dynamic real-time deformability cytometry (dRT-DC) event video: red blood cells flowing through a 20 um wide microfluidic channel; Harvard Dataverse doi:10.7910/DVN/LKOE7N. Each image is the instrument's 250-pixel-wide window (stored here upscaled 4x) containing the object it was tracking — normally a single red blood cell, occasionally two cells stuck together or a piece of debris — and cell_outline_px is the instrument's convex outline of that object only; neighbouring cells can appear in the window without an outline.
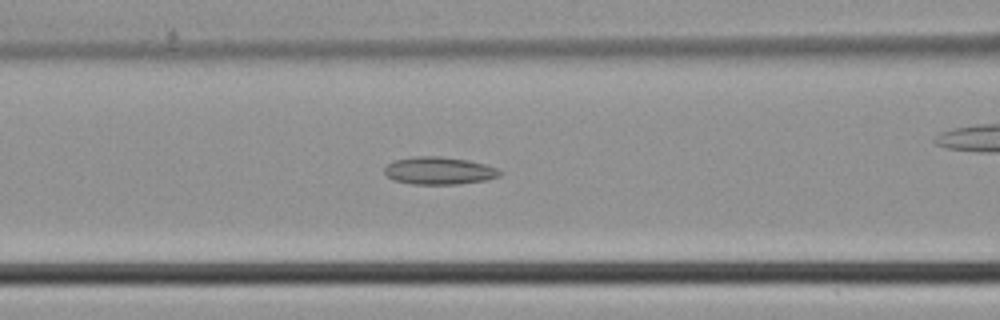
{"species": "common noctule bat (a hibernating species)", "species_latin": "Nyctalus noctula", "temperature_condition": "cold", "stored_images_in_passage": 46, "camera_frame_rate_fps": 3000, "um_per_image_px": 0.085, "animal": {"sex": "male", "body_mass_g": 21.5, "forearm_length_mm": 52.0}, "frame": {"image": 1, "passage_image": 18, "time_ms": 5.667, "image_size_px": [1000, 320], "cell_outline_px": [[500, 176], [488, 180], [456, 184], [412, 184], [392, 180], [384, 172], [384, 168], [388, 164], [396, 160], [416, 156], [440, 156], [468, 160], [484, 164], [496, 168], [500, 172]], "centroid_in_image_um": [37.31, 14.51], "position_along_channel_um": 129.3, "area_um2": 18.44}}
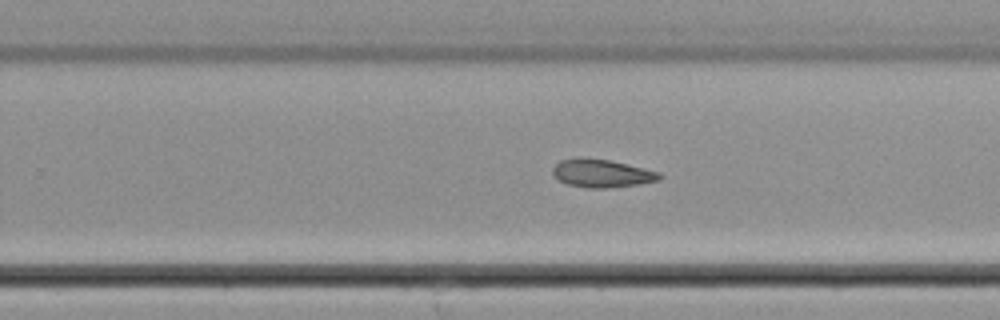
{"frame": {"image": 2, "passage_image": 28, "time_ms": 9.0, "image_size_px": [1000, 320], "cell_outline_px": [[664, 176], [660, 180], [636, 184], [604, 188], [588, 188], [568, 184], [560, 180], [552, 172], [552, 168], [560, 160], [608, 160], [644, 168], [660, 172]], "centroid_in_image_um": [51.22, 14.76], "position_along_channel_um": 278.6, "area_um2": 16.7}}
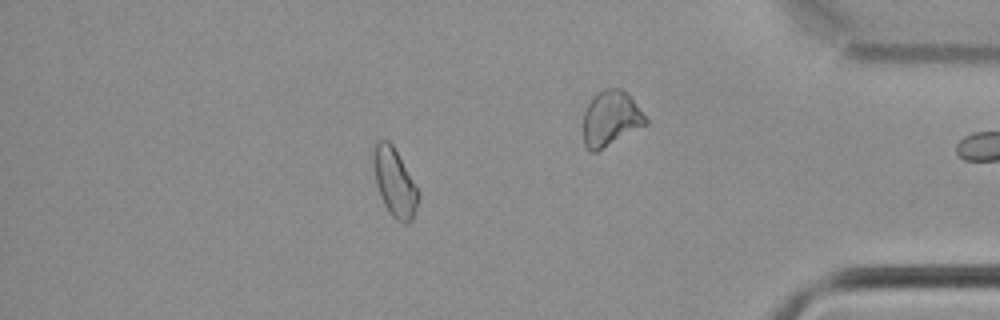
{"frame": {"image": 3, "passage_image": 39, "time_ms": 12.667, "image_size_px": [1000, 320], "cell_outline_px": [[420, 196], [412, 220], [408, 224], [404, 224], [396, 220], [388, 212], [380, 196], [376, 184], [372, 164], [372, 152], [376, 140], [388, 140], [392, 144], [420, 192]], "centroid_in_image_um": [33.52, 15.51], "position_along_channel_um": 401.7, "area_um2": 18.09}}